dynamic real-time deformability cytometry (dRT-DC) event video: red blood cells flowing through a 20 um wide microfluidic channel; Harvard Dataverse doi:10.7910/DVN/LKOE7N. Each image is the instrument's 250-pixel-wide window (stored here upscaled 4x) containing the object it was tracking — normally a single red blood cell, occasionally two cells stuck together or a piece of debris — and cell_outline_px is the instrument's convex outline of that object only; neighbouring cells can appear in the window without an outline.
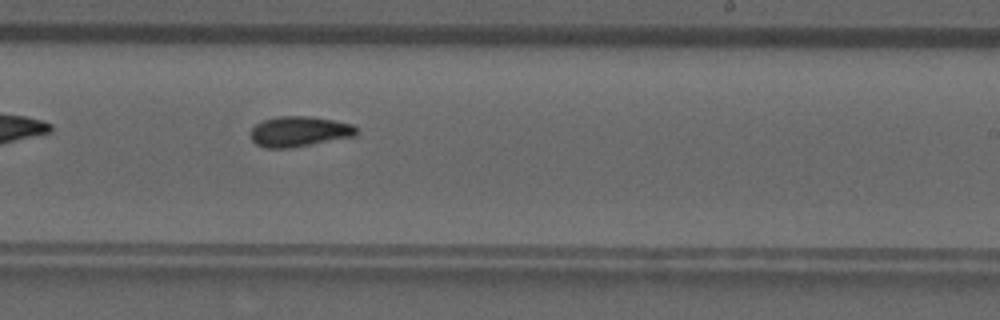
{"species": "common noctule bat (a hibernating species)", "species_latin": "Nyctalus noctula", "temperature_condition": "room temperature", "stored_images_in_passage": 29, "camera_frame_rate_fps": 3000, "um_per_image_px": 0.085, "animal": {"sex": "male", "forearm_length_mm": 52.5}, "frame": {"image": 1, "passage_image": 16, "time_ms": 5.0, "image_size_px": [1000, 320], "cell_outline_px": [[356, 136], [292, 148], [264, 148], [256, 144], [248, 136], [252, 128], [256, 124], [264, 120], [276, 116], [308, 116], [332, 120], [352, 124], [356, 128]], "centroid_in_image_um": [25.39, 11.19], "position_along_channel_um": 263.6, "area_um2": 18.84}, "authors_computed_cell_mechanics": {"area_um2": 18.0914, "velocity_mm_per_s": 3.9325, "shape_relaxation_time_tau1_ms": 5.236, "shape_relaxation_time_tau2_ms": 4.5461, "deformation_change_tau1": 0.1336, "deformation_change_tau2": 0.1058}}